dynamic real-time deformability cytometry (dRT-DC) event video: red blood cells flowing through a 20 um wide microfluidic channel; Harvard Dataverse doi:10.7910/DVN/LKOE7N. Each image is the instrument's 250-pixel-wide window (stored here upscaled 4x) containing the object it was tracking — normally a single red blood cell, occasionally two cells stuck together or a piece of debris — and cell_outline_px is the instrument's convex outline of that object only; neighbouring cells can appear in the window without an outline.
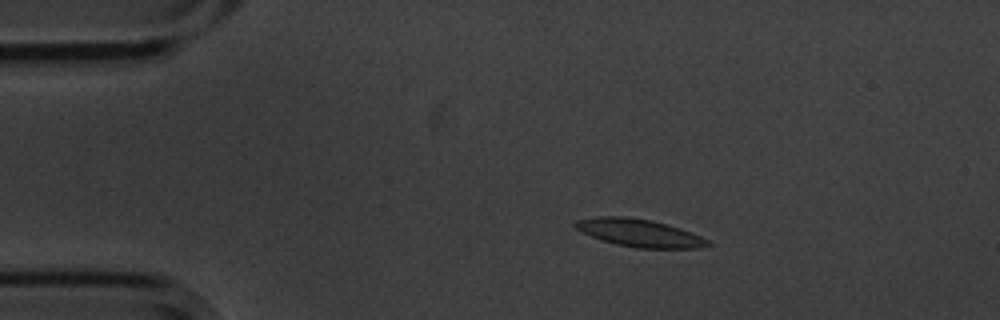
{"species": "common noctule bat (a hibernating species)", "species_latin": "Nyctalus noctula", "temperature_condition": "cold", "stored_images_in_passage": 54, "camera_frame_rate_fps": 3000, "um_per_image_px": 0.085, "animal": {"sex": "male", "body_mass_g": 20.1, "forearm_length_mm": 53.5}, "frame": {"image": 1, "passage_image": 9, "time_ms": 2.667, "image_size_px": [1000, 320], "cell_outline_px": [[712, 244], [696, 248], [636, 248], [616, 244], [600, 240], [580, 232], [572, 224], [576, 220], [596, 216], [624, 216], [652, 220], [668, 224], [680, 228], [700, 236], [708, 240]], "centroid_in_image_um": [54.29, 19.79], "position_along_channel_um": 30.7, "area_um2": 21.5}}
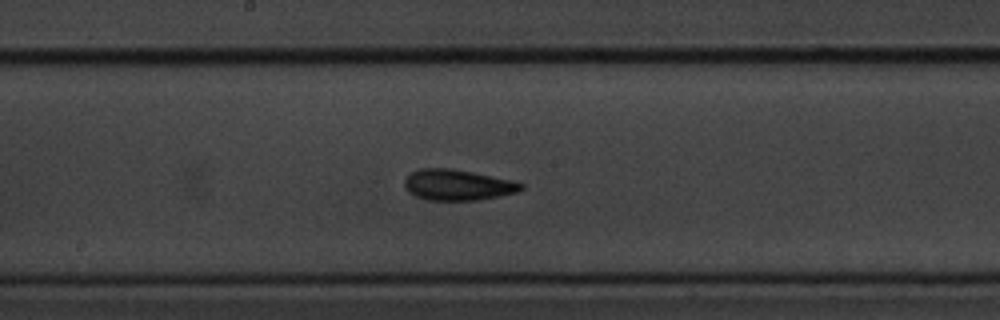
{"frame": {"image": 2, "passage_image": 28, "time_ms": 9.0, "image_size_px": [1000, 320], "cell_outline_px": [[524, 188], [516, 192], [500, 196], [476, 200], [428, 200], [416, 196], [408, 192], [404, 188], [404, 180], [412, 172], [420, 168], [452, 168], [472, 172], [508, 180], [524, 184]], "centroid_in_image_um": [38.85, 15.72], "position_along_channel_um": 209.4, "area_um2": 20.75}}
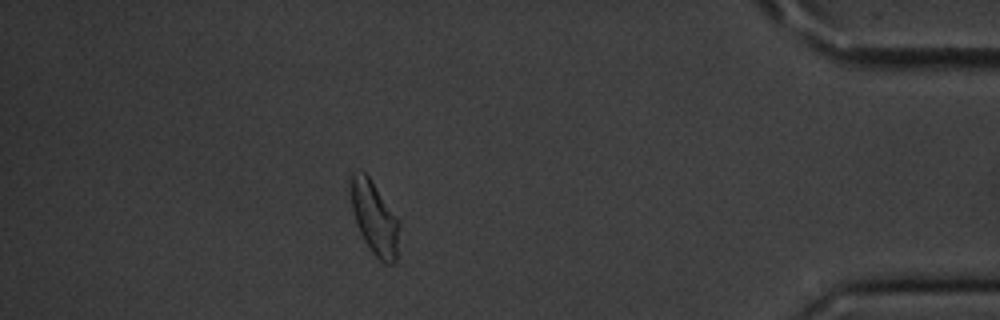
{"frame": {"image": 3, "passage_image": 48, "time_ms": 15.667, "image_size_px": [1000, 320], "cell_outline_px": [[400, 224], [396, 264], [384, 264], [372, 252], [364, 240], [356, 224], [352, 208], [352, 172], [364, 172], [368, 176], [396, 216]], "centroid_in_image_um": [31.87, 18.62], "position_along_channel_um": 403.3, "area_um2": 20.23}, "authors_computed_cell_mechanics": {"area_um2": 20.4901, "velocity_mm_per_s": 3.57, "shape_relaxation_time_tau1_ms": 3.5225, "shape_relaxation_time_tau2_ms": 2.7872, "deformation_change_tau1": 0.1291, "deformation_change_tau2": 0.1003}}